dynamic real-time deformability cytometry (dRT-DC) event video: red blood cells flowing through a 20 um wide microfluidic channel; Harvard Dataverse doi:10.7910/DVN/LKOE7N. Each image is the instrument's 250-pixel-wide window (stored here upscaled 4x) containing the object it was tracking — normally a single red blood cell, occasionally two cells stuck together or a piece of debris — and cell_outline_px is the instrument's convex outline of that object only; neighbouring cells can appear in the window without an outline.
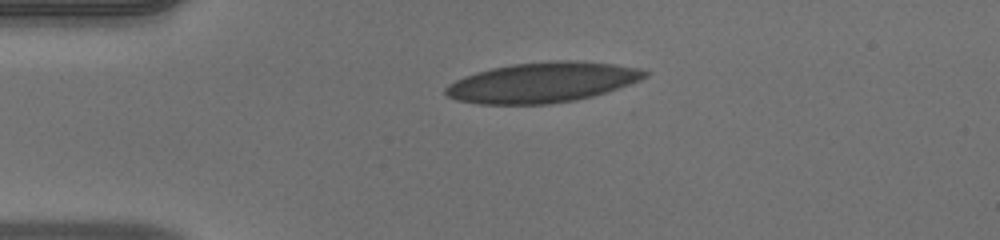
{"species": "human", "species_latin": "Homo sapiens", "temperature_condition": "warm", "stored_images_in_passage": 41, "camera_frame_rate_fps": 3000, "um_per_image_px": 0.085, "donor": {"sex": "male"}, "frame": {"image": 1, "passage_image": 1, "time_ms": 0.0, "image_size_px": [1000, 240], "cell_outline_px": [[648, 76], [640, 80], [592, 96], [576, 100], [548, 104], [480, 104], [456, 100], [448, 96], [444, 92], [444, 88], [448, 84], [464, 76], [476, 72], [492, 68], [512, 64], [552, 60], [572, 60], [612, 64], [640, 68], [648, 72]], "centroid_in_image_um": [46.06, 7.0], "position_along_channel_um": 38.9, "area_um2": 46.47}}
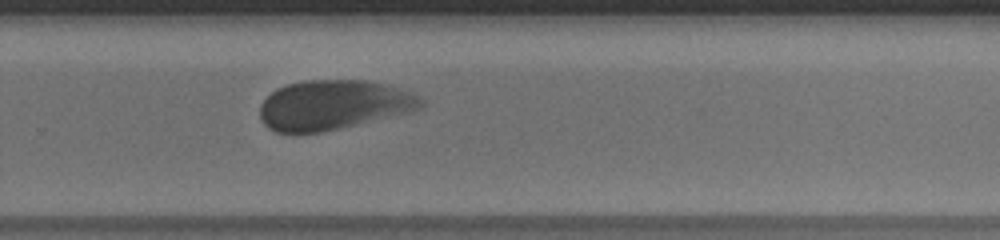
{"frame": {"image": 2, "passage_image": 24, "time_ms": 7.667, "image_size_px": [1000, 240], "cell_outline_px": [[424, 104], [420, 108], [404, 112], [320, 132], [276, 132], [268, 128], [260, 120], [260, 104], [276, 88], [288, 84], [304, 80], [368, 80], [416, 92], [424, 100]], "centroid_in_image_um": [28.31, 8.89], "position_along_channel_um": 301.5, "area_um2": 46.07}}
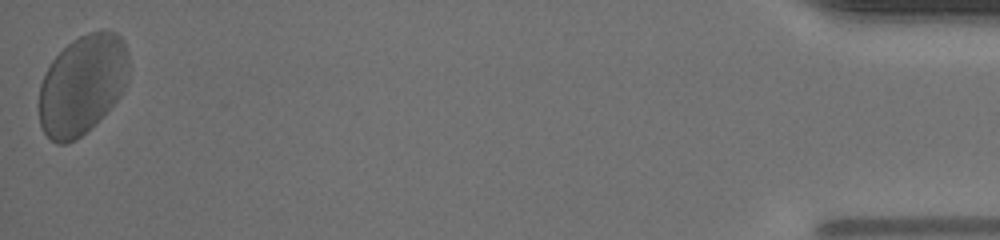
{"frame": {"image": 3, "passage_image": 41, "time_ms": 13.333, "image_size_px": [1000, 240], "cell_outline_px": [[128, 80], [120, 96], [92, 128], [76, 140], [68, 144], [56, 144], [44, 132], [40, 124], [40, 84], [52, 60], [72, 40], [88, 32], [116, 32], [124, 40], [128, 52]], "centroid_in_image_um": [7.01, 7.23], "position_along_channel_um": 428.2, "area_um2": 52.08}, "authors_computed_cell_mechanics": {"area_um2": 45.951, "velocity_mm_per_s": 3.8742, "shape_relaxation_time_tau1_ms": 2.5966, "shape_relaxation_time_tau2_ms": 0.7038, "deformation_change_tau1": 0.1262, "deformation_change_tau2": 0.0609}}